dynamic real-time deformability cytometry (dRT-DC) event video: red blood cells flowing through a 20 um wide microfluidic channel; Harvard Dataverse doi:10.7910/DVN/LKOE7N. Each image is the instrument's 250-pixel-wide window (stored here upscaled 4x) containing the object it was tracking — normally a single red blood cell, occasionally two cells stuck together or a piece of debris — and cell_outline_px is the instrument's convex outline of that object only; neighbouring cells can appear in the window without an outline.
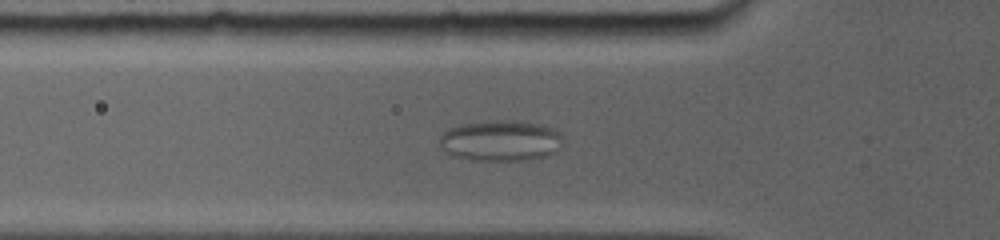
{"species": "common noctule bat (a hibernating species)", "species_latin": "Nyctalus noctula", "temperature_condition": "room temperature", "stored_images_in_passage": 48, "camera_frame_rate_fps": 5000, "um_per_image_px": 0.085, "animal": {"sex": "female", "body_mass_g": 19.0, "forearm_length_mm": 56.7}, "frame": {"image": 1, "passage_image": 18, "time_ms": 4.2, "image_size_px": [1000, 240], "cell_outline_px": [[564, 140], [560, 148], [556, 152], [548, 156], [528, 160], [468, 160], [452, 156], [440, 148], [440, 136], [448, 128], [460, 124], [488, 120], [516, 120], [540, 124], [556, 128], [560, 132]], "centroid_in_image_um": [42.58, 11.95], "position_along_channel_um": 83.2, "area_um2": 30.11}}
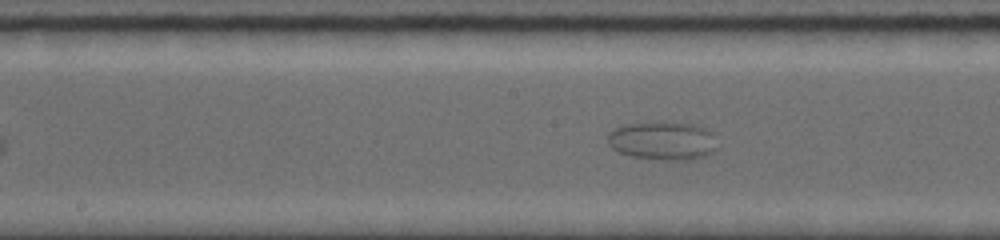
{"frame": {"image": 2, "passage_image": 27, "time_ms": 7.4, "image_size_px": [1000, 240], "cell_outline_px": [[716, 148], [708, 156], [696, 160], [668, 160], [632, 156], [620, 152], [612, 148], [608, 144], [608, 132], [624, 124], [660, 120], [696, 124], [712, 132]], "centroid_in_image_um": [56.34, 11.94], "position_along_channel_um": 191.9, "area_um2": 25.09}}
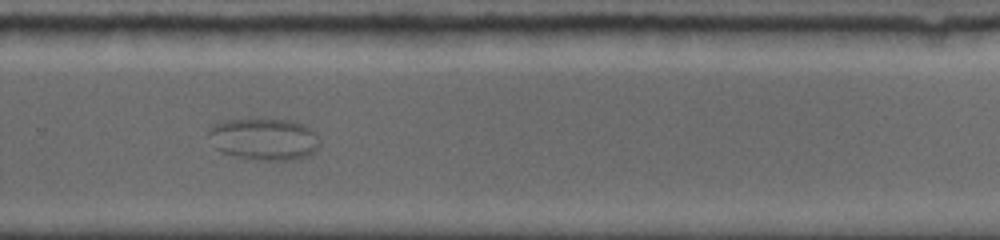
{"frame": {"image": 3, "passage_image": 37, "time_ms": 10.8, "image_size_px": [1000, 240], "cell_outline_px": [[320, 148], [316, 152], [308, 156], [292, 160], [260, 160], [236, 156], [224, 152], [216, 148], [208, 132], [212, 124], [228, 120], [288, 120], [304, 124], [316, 136], [320, 144]], "centroid_in_image_um": [22.48, 11.84], "position_along_channel_um": 307.3, "area_um2": 26.76}}